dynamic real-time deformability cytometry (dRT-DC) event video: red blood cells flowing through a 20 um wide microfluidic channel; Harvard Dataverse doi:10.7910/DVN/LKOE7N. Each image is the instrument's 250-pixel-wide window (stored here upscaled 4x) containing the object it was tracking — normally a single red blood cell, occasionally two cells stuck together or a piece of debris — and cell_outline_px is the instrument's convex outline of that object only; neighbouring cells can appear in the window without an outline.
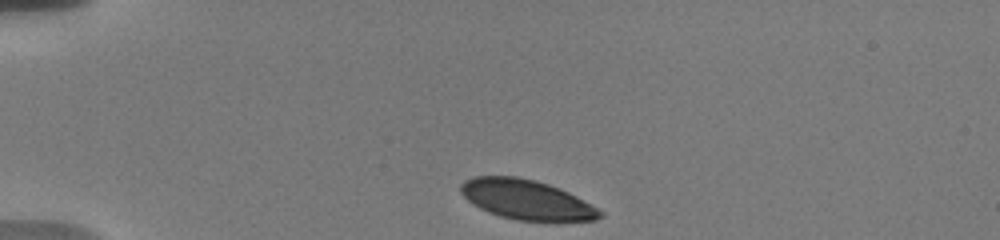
{"species": "human", "species_latin": "Homo sapiens", "temperature_condition": "warm", "stored_images_in_passage": 43, "camera_frame_rate_fps": 3000, "um_per_image_px": 0.085, "donor": {"sex": "male"}, "frame": {"image": 1, "passage_image": 1, "time_ms": 0.0, "image_size_px": [1000, 240], "cell_outline_px": [[604, 216], [596, 220], [516, 220], [500, 216], [488, 212], [480, 208], [468, 200], [460, 192], [460, 184], [464, 180], [472, 176], [516, 176], [536, 180], [560, 188], [576, 196], [604, 212]], "centroid_in_image_um": [44.73, 16.95], "position_along_channel_um": 40.3, "area_um2": 32.08}}
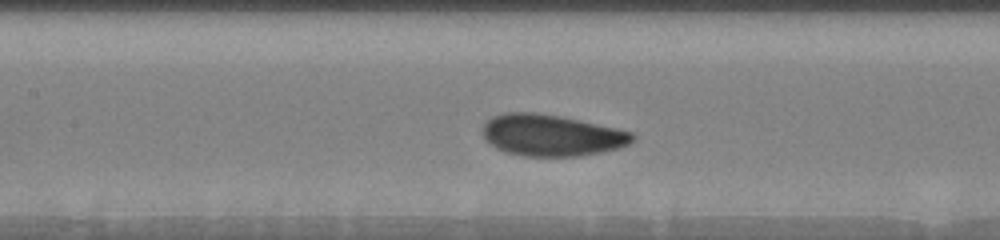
{"frame": {"image": 2, "passage_image": 15, "time_ms": 4.667, "image_size_px": [1000, 240], "cell_outline_px": [[636, 136], [628, 144], [620, 148], [580, 156], [524, 156], [504, 152], [496, 148], [484, 140], [480, 132], [480, 128], [492, 116], [504, 112], [536, 112], [560, 116], [616, 128], [632, 132]], "centroid_in_image_um": [46.81, 11.49], "position_along_channel_um": 160.6, "area_um2": 36.53}}
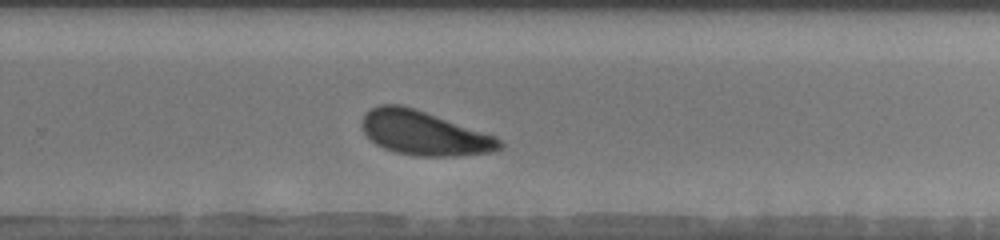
{"frame": {"image": 3, "passage_image": 26, "time_ms": 8.333, "image_size_px": [1000, 240], "cell_outline_px": [[504, 144], [500, 148], [488, 152], [456, 156], [416, 156], [396, 152], [384, 148], [376, 144], [360, 128], [364, 116], [372, 108], [380, 104], [400, 104], [496, 136]], "centroid_in_image_um": [36.02, 11.32], "position_along_channel_um": 293.8, "area_um2": 34.85}, "authors_computed_cell_mechanics": {"area_um2": 35.6626, "velocity_mm_per_s": 3.6461, "shape_relaxation_time_tau1_ms": 2.281, "shape_relaxation_time_tau2_ms": null, "deformation_change_tau1": 0.1137, "deformation_change_tau2": null}}